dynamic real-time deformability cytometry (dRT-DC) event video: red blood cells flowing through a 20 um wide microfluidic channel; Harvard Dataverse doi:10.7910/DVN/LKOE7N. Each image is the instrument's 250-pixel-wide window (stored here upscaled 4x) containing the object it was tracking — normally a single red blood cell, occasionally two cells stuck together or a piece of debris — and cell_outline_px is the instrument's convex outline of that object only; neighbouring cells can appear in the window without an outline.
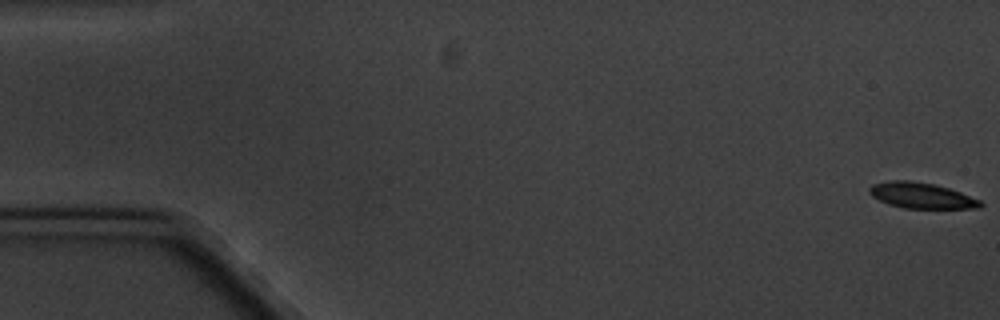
{"species": "common noctule bat (a hibernating species)", "species_latin": "Nyctalus noctula", "temperature_condition": "cold", "stored_images_in_passage": 5, "camera_frame_rate_fps": 3000, "um_per_image_px": 0.085, "animal": {"sex": "male", "body_mass_g": 20.1, "forearm_length_mm": 53.5}, "frame": {"image": 1, "passage_image": 1, "time_ms": 0.0, "image_size_px": [1000, 320], "cell_outline_px": [[984, 204], [980, 208], [904, 208], [888, 204], [872, 196], [868, 192], [868, 188], [872, 184], [892, 180], [908, 180], [936, 184], [960, 192], [980, 200]], "centroid_in_image_um": [78.31, 16.61], "position_along_channel_um": 6.7, "area_um2": 16.65}}
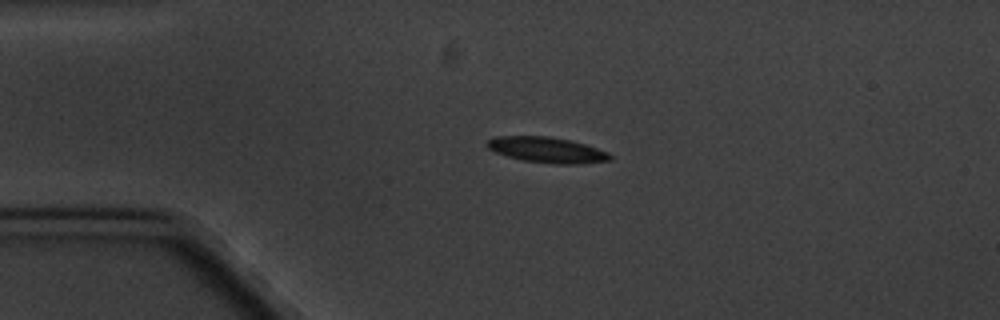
{"frame": {"image": 2, "passage_image": 4, "time_ms": 4.333, "image_size_px": [1000, 320], "cell_outline_px": [[612, 160], [580, 164], [552, 164], [524, 160], [508, 156], [496, 152], [488, 148], [488, 140], [496, 136], [548, 136], [568, 140], [584, 144], [608, 152], [612, 156]], "centroid_in_image_um": [46.52, 12.75], "position_along_channel_um": 38.5, "area_um2": 18.15}}